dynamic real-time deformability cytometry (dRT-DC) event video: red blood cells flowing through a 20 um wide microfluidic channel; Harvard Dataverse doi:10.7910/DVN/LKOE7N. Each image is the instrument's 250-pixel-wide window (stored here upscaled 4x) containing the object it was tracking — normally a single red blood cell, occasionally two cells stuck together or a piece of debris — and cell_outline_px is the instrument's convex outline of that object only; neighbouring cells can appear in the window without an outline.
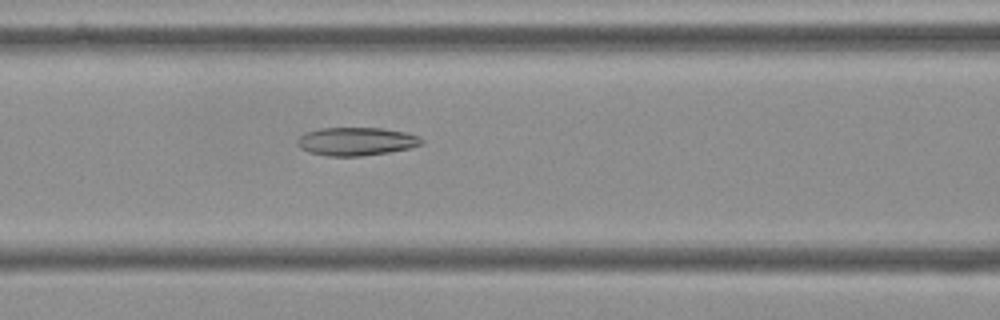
{"species": "Egyptian fruit bat (a non-hibernating species)", "species_latin": "Rousettus aegyptiacus", "temperature_condition": "cold", "stored_images_in_passage": 51, "camera_frame_rate_fps": 3000, "um_per_image_px": 0.085, "frame": {"image": 1, "passage_image": 19, "time_ms": 6.0, "image_size_px": [1000, 320], "cell_outline_px": [[424, 144], [408, 148], [388, 152], [360, 156], [324, 156], [308, 152], [300, 148], [296, 144], [296, 140], [304, 132], [320, 128], [384, 128], [404, 132], [420, 136], [424, 140]], "centroid_in_image_um": [30.25, 12.02], "position_along_channel_um": 136.3, "area_um2": 20.63}}
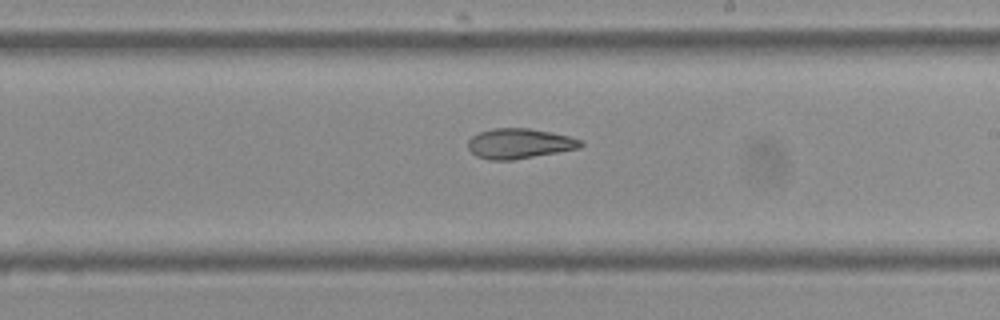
{"frame": {"image": 2, "passage_image": 28, "time_ms": 9.0, "image_size_px": [1000, 320], "cell_outline_px": [[584, 144], [580, 148], [512, 160], [488, 160], [476, 156], [468, 148], [468, 140], [472, 136], [480, 132], [492, 128], [528, 128], [552, 132], [568, 136], [580, 140]], "centroid_in_image_um": [44.12, 12.2], "position_along_channel_um": 244.9, "area_um2": 19.71}}
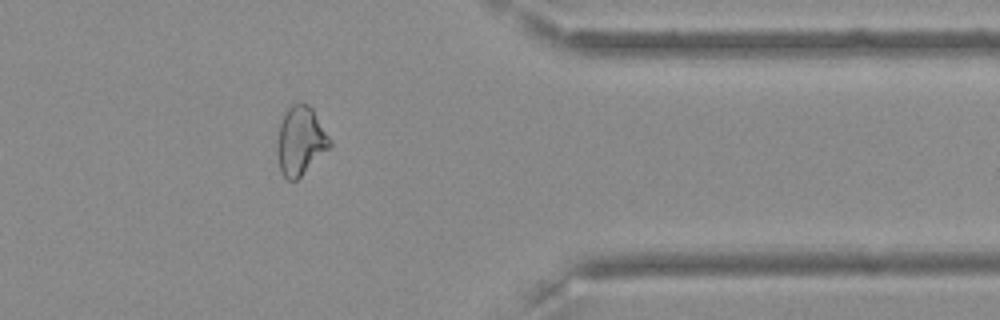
{"frame": {"image": 3, "passage_image": 41, "time_ms": 13.333, "image_size_px": [1000, 320], "cell_outline_px": [[332, 144], [296, 180], [288, 180], [280, 172], [276, 156], [276, 140], [280, 124], [284, 112], [292, 104], [300, 100], [308, 104], [312, 108], [332, 140]], "centroid_in_image_um": [25.5, 11.93], "position_along_channel_um": 385.9, "area_um2": 21.21}, "authors_computed_cell_mechanics": {"area_um2": 21.5594, "velocity_mm_per_s": 3.6231, "shape_relaxation_time_tau1_ms": null, "shape_relaxation_time_tau2_ms": 3.7136, "deformation_change_tau1": null, "deformation_change_tau2": 0.1145}}